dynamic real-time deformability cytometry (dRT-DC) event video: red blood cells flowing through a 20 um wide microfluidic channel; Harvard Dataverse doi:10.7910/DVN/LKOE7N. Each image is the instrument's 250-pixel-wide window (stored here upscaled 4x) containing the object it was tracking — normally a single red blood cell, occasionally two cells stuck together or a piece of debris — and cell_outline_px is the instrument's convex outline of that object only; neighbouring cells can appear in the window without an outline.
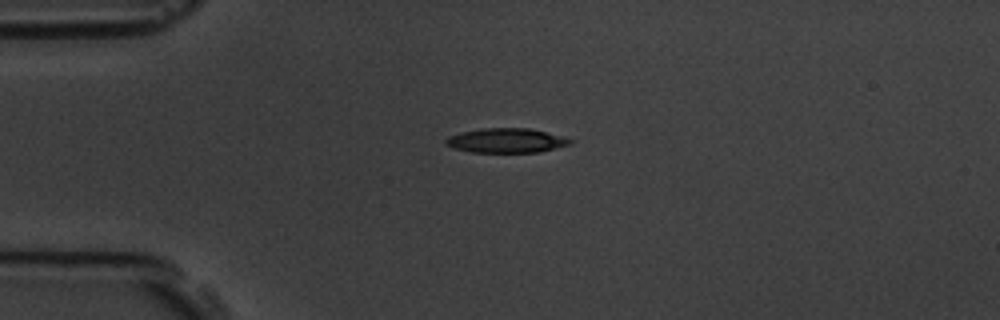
{"species": "common noctule bat (a hibernating species)", "species_latin": "Nyctalus noctula", "temperature_condition": "room temperature", "stored_images_in_passage": 2, "camera_frame_rate_fps": 3000, "um_per_image_px": 0.085, "animal": {"sex": "male", "body_mass_g": 19.5, "forearm_length_mm": 54.6}, "frame": {"image": 1, "passage_image": 1, "time_ms": 0.0, "image_size_px": [1000, 320], "cell_outline_px": [[572, 144], [540, 152], [472, 152], [452, 148], [444, 144], [444, 140], [448, 136], [460, 132], [480, 128], [528, 128], [564, 136], [572, 140]], "centroid_in_image_um": [43.01, 11.94], "position_along_channel_um": 42.0, "area_um2": 17.92}}